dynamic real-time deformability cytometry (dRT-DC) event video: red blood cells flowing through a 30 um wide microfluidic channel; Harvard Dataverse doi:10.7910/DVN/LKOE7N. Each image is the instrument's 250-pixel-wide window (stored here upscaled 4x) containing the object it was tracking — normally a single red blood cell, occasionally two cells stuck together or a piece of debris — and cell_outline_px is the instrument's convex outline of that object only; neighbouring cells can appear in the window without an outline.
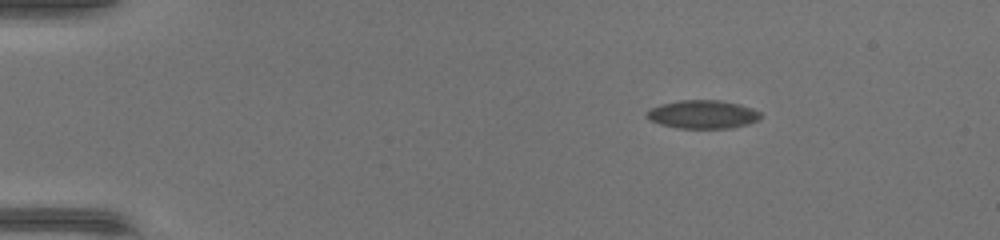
{"species": "common noctule bat (a hibernating species)", "species_latin": "Nyctalus noctula", "temperature_condition": "warm", "stored_images_in_passage": 50, "camera_frame_rate_fps": 3000, "um_per_image_px": 0.085, "animal": {"sex": "female", "body_mass_g": 17.0, "forearm_length_mm": 48.0}, "frame": {"image": 1, "passage_image": 8, "time_ms": 2.333, "image_size_px": [1000, 240], "cell_outline_px": [[764, 116], [760, 120], [748, 124], [728, 128], [680, 128], [660, 124], [644, 116], [652, 108], [660, 104], [680, 100], [720, 100], [752, 108], [760, 112]], "centroid_in_image_um": [59.77, 9.72], "position_along_channel_um": 25.2, "area_um2": 18.73}}
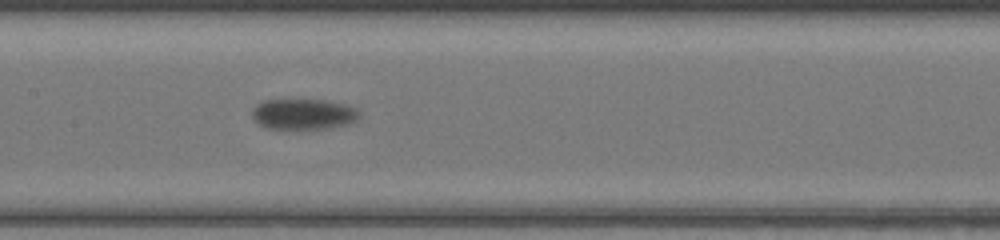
{"frame": {"image": 2, "passage_image": 26, "time_ms": 8.333, "image_size_px": [1000, 240], "cell_outline_px": [[360, 116], [356, 120], [348, 124], [328, 128], [264, 128], [256, 124], [252, 116], [252, 108], [256, 104], [264, 100], [324, 100], [344, 104], [356, 108], [360, 112]], "centroid_in_image_um": [25.76, 9.7], "position_along_channel_um": 181.6, "area_um2": 19.19}}
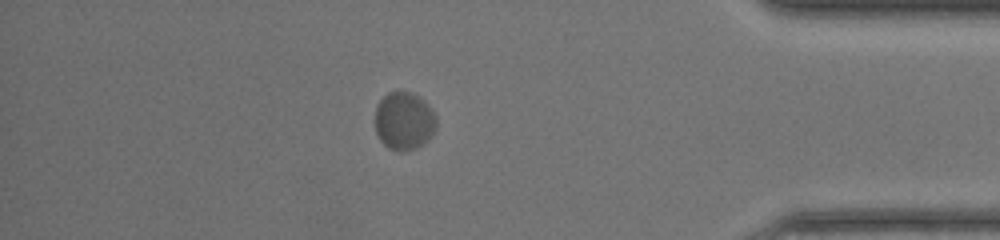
{"frame": {"image": 3, "passage_image": 44, "time_ms": 14.333, "image_size_px": [1000, 240], "cell_outline_px": [[436, 128], [428, 140], [424, 144], [416, 148], [400, 152], [388, 148], [380, 140], [376, 132], [376, 108], [380, 100], [388, 92], [412, 92], [420, 96], [428, 104], [436, 116]], "centroid_in_image_um": [34.36, 10.29], "position_along_channel_um": 400.8, "area_um2": 20.81}}